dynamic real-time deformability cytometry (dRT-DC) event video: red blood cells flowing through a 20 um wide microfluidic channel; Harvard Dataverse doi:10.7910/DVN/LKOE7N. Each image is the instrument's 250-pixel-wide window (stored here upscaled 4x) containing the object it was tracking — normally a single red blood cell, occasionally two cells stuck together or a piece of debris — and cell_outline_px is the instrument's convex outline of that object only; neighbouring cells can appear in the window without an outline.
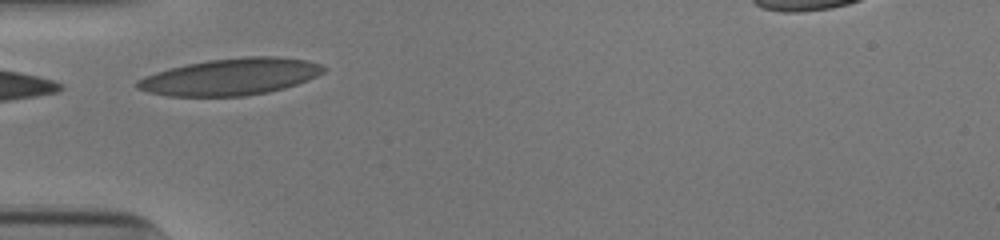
{"species": "human", "species_latin": "Homo sapiens", "temperature_condition": "cold", "stored_images_in_passage": 7, "camera_frame_rate_fps": 3000, "um_per_image_px": 0.085, "donor": {"sex": "male"}, "frame": {"image": 1, "passage_image": 1, "time_ms": 0.0, "image_size_px": [1000, 240], "cell_outline_px": [[328, 68], [324, 72], [308, 80], [284, 88], [268, 92], [244, 96], [168, 96], [148, 92], [136, 88], [136, 80], [144, 76], [168, 68], [208, 60], [244, 56], [276, 56], [308, 60], [320, 64]], "centroid_in_image_um": [19.61, 6.52], "position_along_channel_um": 65.4, "area_um2": 40.06}}
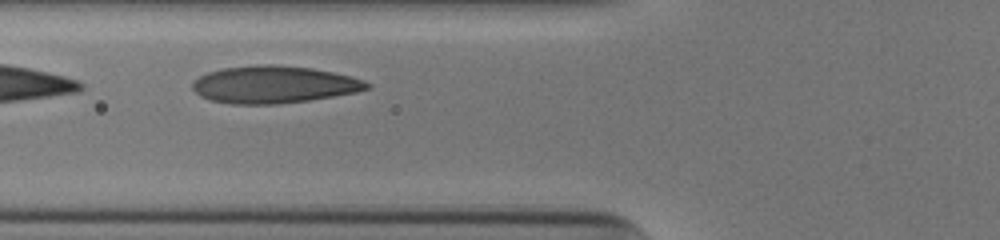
{"frame": {"image": 2, "passage_image": 4, "time_ms": 1.0, "image_size_px": [1000, 240], "cell_outline_px": [[372, 88], [356, 92], [308, 100], [276, 104], [228, 104], [212, 100], [200, 96], [192, 88], [192, 80], [208, 72], [224, 68], [264, 64], [268, 64], [312, 68], [352, 76], [364, 80], [372, 84]], "centroid_in_image_um": [23.29, 7.19], "position_along_channel_um": 102.5, "area_um2": 37.86}}